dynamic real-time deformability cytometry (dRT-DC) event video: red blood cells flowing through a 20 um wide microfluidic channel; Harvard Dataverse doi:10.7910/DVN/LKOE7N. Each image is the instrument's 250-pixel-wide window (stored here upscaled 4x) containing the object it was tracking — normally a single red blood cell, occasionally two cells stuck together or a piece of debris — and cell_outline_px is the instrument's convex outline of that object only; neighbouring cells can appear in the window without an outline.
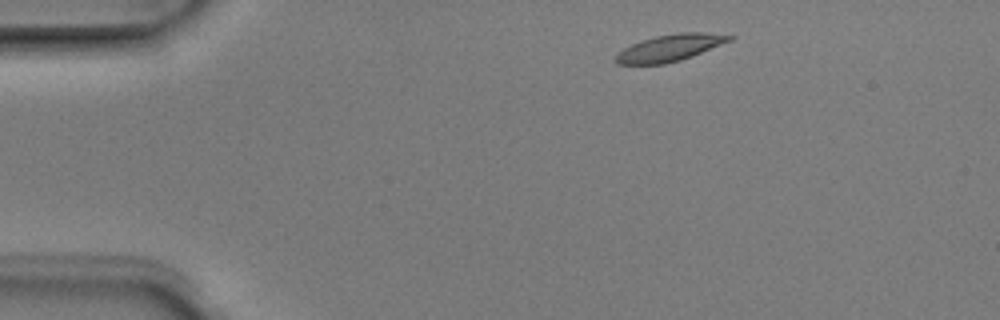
{"species": "Egyptian fruit bat (a non-hibernating species)", "species_latin": "Rousettus aegyptiacus", "temperature_condition": "room temperature", "stored_images_in_passage": 5, "camera_frame_rate_fps": 3000, "um_per_image_px": 0.085, "animal": {"sex": "male"}, "frame": {"image": 1, "passage_image": 1, "time_ms": 0.0, "image_size_px": [1000, 320], "cell_outline_px": [[736, 36], [732, 40], [692, 56], [680, 60], [664, 64], [616, 64], [612, 60], [624, 48], [640, 40], [656, 36], [680, 32], [704, 32]], "centroid_in_image_um": [56.94, 4.06], "position_along_channel_um": 28.1, "area_um2": 17.69}}
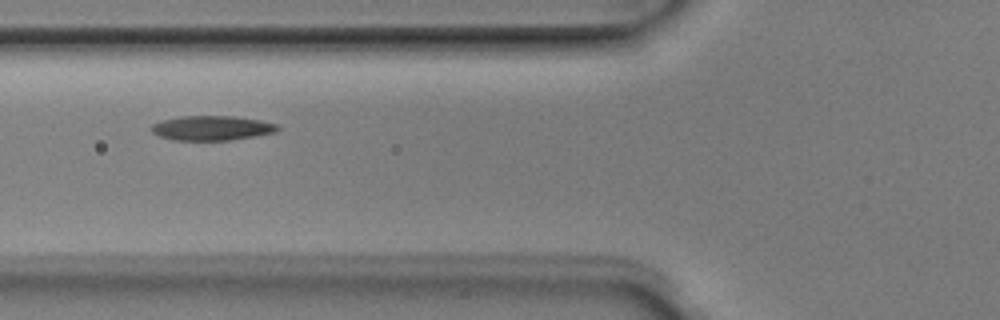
{"frame": {"image": 2, "passage_image": 4, "time_ms": 1.0, "image_size_px": [1000, 320], "cell_outline_px": [[280, 128], [276, 132], [228, 140], [172, 140], [160, 136], [152, 132], [148, 128], [152, 124], [164, 120], [180, 116], [236, 116], [260, 120], [276, 124]], "centroid_in_image_um": [17.97, 10.88], "position_along_channel_um": 107.8, "area_um2": 18.03}}
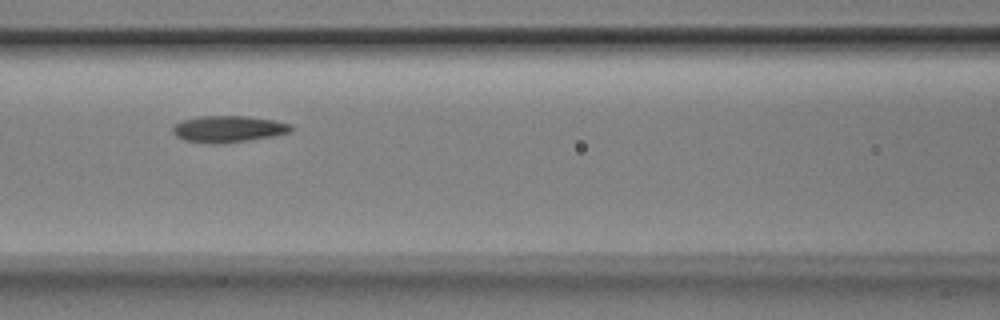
{"frame": {"image": 3, "passage_image": 5, "time_ms": 1.333, "image_size_px": [1000, 320], "cell_outline_px": [[292, 132], [252, 140], [216, 144], [212, 144], [184, 140], [176, 136], [172, 132], [172, 124], [184, 120], [200, 116], [248, 116], [276, 120], [292, 124]], "centroid_in_image_um": [19.42, 10.96], "position_along_channel_um": 147.2, "area_um2": 18.55}}